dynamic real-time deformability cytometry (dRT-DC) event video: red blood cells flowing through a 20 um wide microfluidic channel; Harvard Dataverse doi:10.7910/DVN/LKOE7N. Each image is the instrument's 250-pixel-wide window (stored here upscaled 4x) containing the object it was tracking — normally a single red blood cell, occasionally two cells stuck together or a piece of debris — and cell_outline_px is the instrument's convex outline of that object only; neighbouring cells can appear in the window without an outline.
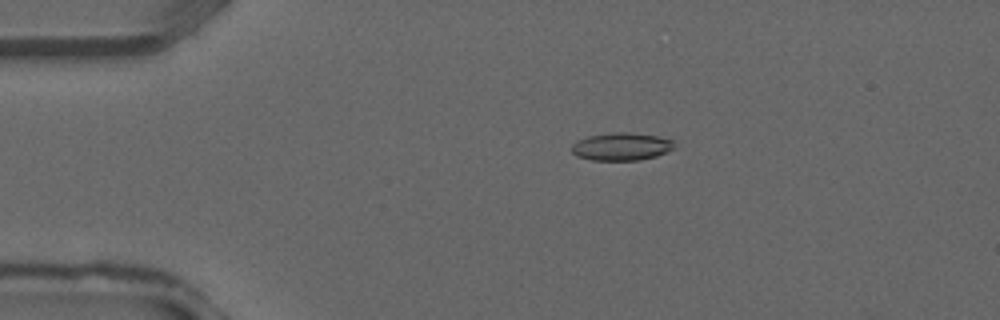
{"species": "common noctule bat (a hibernating species)", "species_latin": "Nyctalus noctula", "temperature_condition": "warm", "stored_images_in_passage": 35, "camera_frame_rate_fps": 3000, "um_per_image_px": 0.085, "animal": {"sex": "male", "forearm_length_mm": 52.5}, "frame": {"image": 1, "passage_image": 8, "time_ms": 2.333, "image_size_px": [1000, 320], "cell_outline_px": [[676, 148], [656, 156], [640, 160], [592, 160], [576, 156], [572, 152], [572, 144], [588, 136], [612, 132], [628, 132], [656, 136], [672, 140]], "centroid_in_image_um": [52.83, 12.46], "position_along_channel_um": 32.2, "area_um2": 16.53}}
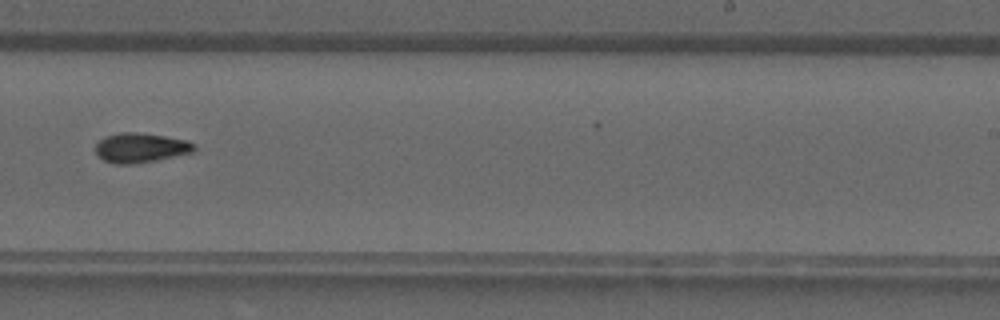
{"frame": {"image": 2, "passage_image": 24, "time_ms": 7.667, "image_size_px": [1000, 320], "cell_outline_px": [[196, 148], [192, 152], [156, 160], [132, 164], [112, 164], [104, 160], [96, 152], [96, 144], [104, 136], [120, 132], [136, 132], [164, 136], [188, 140], [196, 144]], "centroid_in_image_um": [11.95, 12.55], "position_along_channel_um": 277.0, "area_um2": 16.99}}
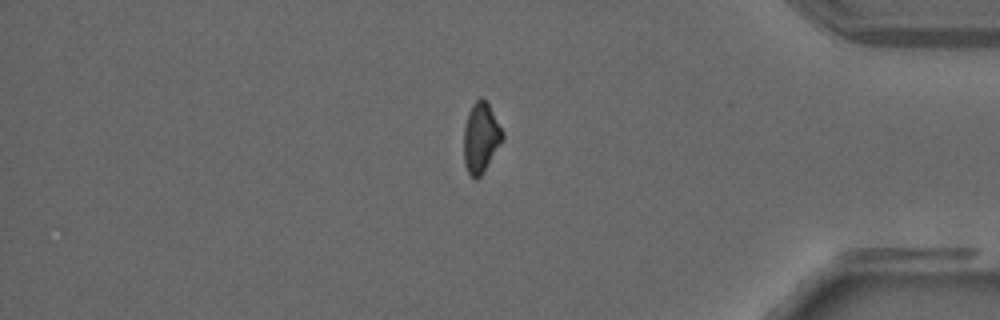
{"frame": {"image": 3, "passage_image": 32, "time_ms": 10.333, "image_size_px": [1000, 320], "cell_outline_px": [[504, 140], [484, 172], [480, 176], [472, 176], [468, 172], [464, 164], [464, 128], [468, 112], [472, 104], [480, 96], [488, 104], [504, 132]], "centroid_in_image_um": [40.89, 11.69], "position_along_channel_um": 394.3, "area_um2": 15.84}}